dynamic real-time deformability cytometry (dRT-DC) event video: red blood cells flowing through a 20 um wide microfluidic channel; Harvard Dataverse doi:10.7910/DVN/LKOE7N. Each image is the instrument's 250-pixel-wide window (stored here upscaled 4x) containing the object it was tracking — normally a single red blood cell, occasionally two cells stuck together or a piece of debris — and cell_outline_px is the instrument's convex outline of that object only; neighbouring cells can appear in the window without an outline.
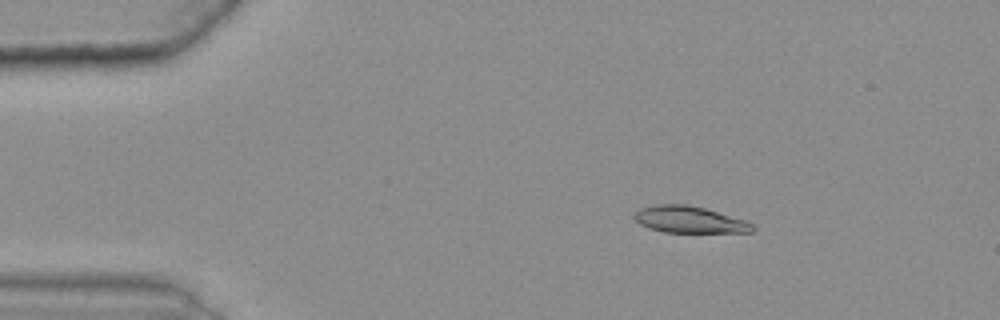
{"species": "common noctule bat (a hibernating species)", "species_latin": "Nyctalus noctula", "temperature_condition": "warm", "stored_images_in_passage": 47, "camera_frame_rate_fps": 3000, "um_per_image_px": 0.085, "animal": {"sex": "female", "body_mass_g": 25.1}, "frame": {"image": 1, "passage_image": 9, "time_ms": 2.667, "image_size_px": [1000, 320], "cell_outline_px": [[756, 228], [752, 232], [664, 232], [648, 228], [640, 224], [632, 216], [640, 208], [656, 204], [684, 204], [704, 208], [748, 220]], "centroid_in_image_um": [58.61, 18.67], "position_along_channel_um": 26.4, "area_um2": 18.44}}
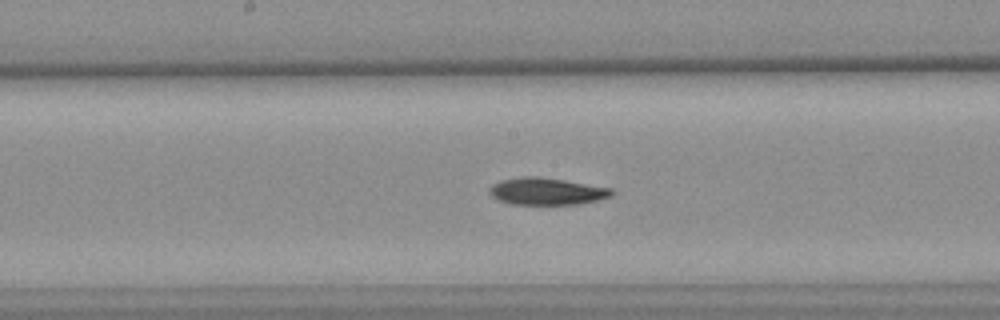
{"frame": {"image": 2, "passage_image": 29, "time_ms": 9.333, "image_size_px": [1000, 320], "cell_outline_px": [[616, 192], [612, 196], [580, 204], [512, 204], [496, 200], [488, 192], [492, 184], [500, 180], [524, 176], [536, 176], [564, 180], [612, 188]], "centroid_in_image_um": [46.46, 16.26], "position_along_channel_um": 201.7, "area_um2": 19.36}}
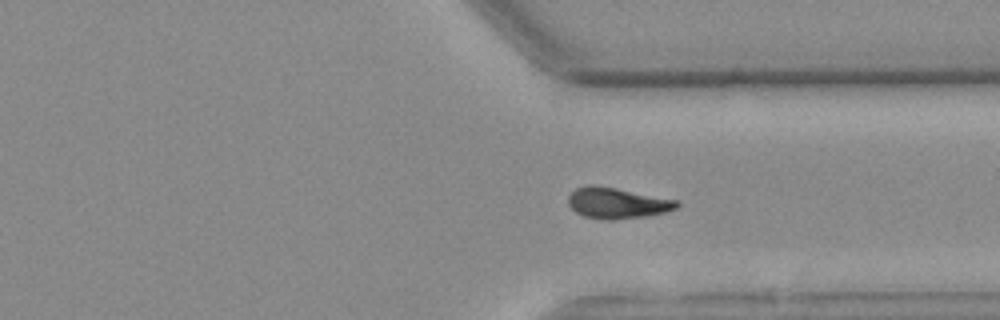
{"frame": {"image": 3, "passage_image": 42, "time_ms": 13.667, "image_size_px": [1000, 320], "cell_outline_px": [[680, 204], [676, 208], [664, 212], [644, 216], [612, 220], [608, 220], [584, 216], [576, 212], [568, 204], [568, 196], [576, 188], [592, 184], [616, 188], [680, 200]], "centroid_in_image_um": [52.47, 17.25], "position_along_channel_um": 358.9, "area_um2": 19.48}}